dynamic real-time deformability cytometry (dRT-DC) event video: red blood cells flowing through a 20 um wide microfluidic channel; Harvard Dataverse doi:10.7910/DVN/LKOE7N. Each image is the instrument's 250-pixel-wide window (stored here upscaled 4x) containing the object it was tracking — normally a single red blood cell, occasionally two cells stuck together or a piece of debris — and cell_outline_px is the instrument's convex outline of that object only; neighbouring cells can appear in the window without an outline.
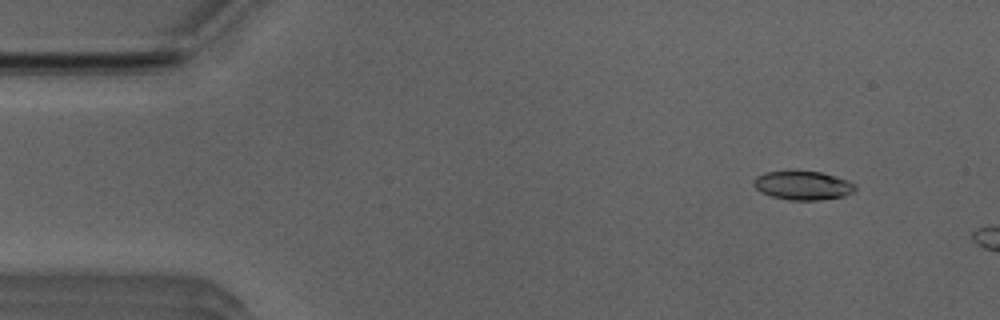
{"species": "Egyptian fruit bat (a non-hibernating species)", "species_latin": "Rousettus aegyptiacus", "temperature_condition": "room temperature", "stored_images_in_passage": 11, "camera_frame_rate_fps": 3000, "um_per_image_px": 0.085, "animal": {"sex": "male"}, "frame": {"image": 1, "passage_image": 5, "time_ms": 1.333, "image_size_px": [1000, 320], "cell_outline_px": [[856, 188], [852, 192], [844, 196], [820, 200], [792, 200], [772, 196], [760, 192], [752, 184], [752, 180], [756, 176], [764, 172], [788, 168], [792, 168], [820, 172], [848, 180], [856, 184]], "centroid_in_image_um": [68.18, 15.71], "position_along_channel_um": 16.8, "area_um2": 17.74}}